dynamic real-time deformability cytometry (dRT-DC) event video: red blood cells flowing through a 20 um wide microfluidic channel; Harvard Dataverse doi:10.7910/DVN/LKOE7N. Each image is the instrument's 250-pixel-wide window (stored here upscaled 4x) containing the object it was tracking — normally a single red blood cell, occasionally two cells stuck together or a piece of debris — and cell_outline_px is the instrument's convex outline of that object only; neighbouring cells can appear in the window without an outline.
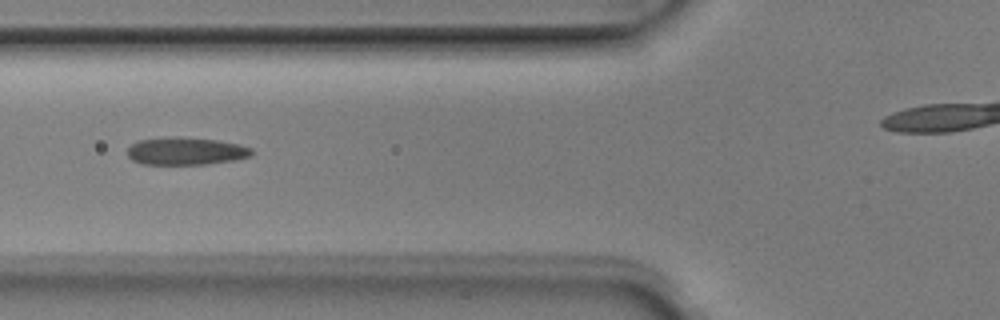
{"species": "Egyptian fruit bat (a non-hibernating species)", "species_latin": "Rousettus aegyptiacus", "temperature_condition": "room temperature", "stored_images_in_passage": 4, "camera_frame_rate_fps": 3000, "um_per_image_px": 0.085, "animal": {"sex": "male"}, "frame": {"image": 1, "passage_image": 3, "time_ms": 0.667, "image_size_px": [1000, 320], "cell_outline_px": [[256, 152], [252, 156], [236, 160], [208, 164], [144, 164], [132, 160], [128, 156], [128, 148], [132, 144], [140, 140], [176, 136], [180, 136], [216, 140], [240, 144], [252, 148]], "centroid_in_image_um": [15.87, 12.84], "position_along_channel_um": 109.9, "area_um2": 20.17}}
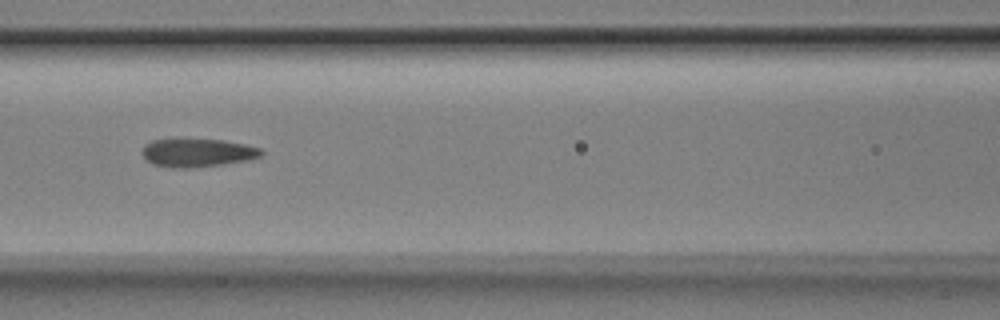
{"frame": {"image": 2, "passage_image": 4, "time_ms": 1.0, "image_size_px": [1000, 320], "cell_outline_px": [[264, 152], [260, 156], [248, 160], [220, 164], [188, 168], [172, 168], [152, 164], [140, 152], [144, 144], [152, 140], [172, 136], [176, 136], [224, 140], [244, 144], [260, 148]], "centroid_in_image_um": [16.69, 12.92], "position_along_channel_um": 149.9, "area_um2": 20.46}}